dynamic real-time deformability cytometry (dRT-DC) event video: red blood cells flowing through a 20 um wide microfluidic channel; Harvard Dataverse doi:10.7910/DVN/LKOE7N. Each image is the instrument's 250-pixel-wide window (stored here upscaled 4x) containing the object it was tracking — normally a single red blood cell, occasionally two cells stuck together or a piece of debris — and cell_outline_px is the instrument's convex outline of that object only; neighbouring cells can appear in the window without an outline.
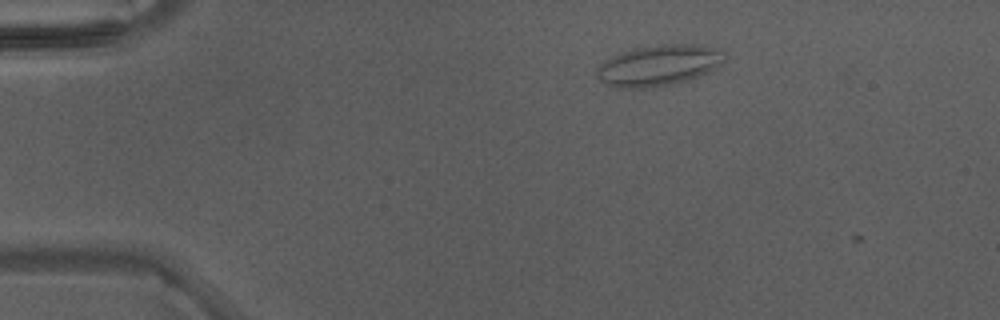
{"species": "Egyptian fruit bat (a non-hibernating species)", "species_latin": "Rousettus aegyptiacus", "temperature_condition": "warm", "stored_images_in_passage": 6, "camera_frame_rate_fps": 3000, "um_per_image_px": 0.085, "animal": {"sex": "male"}, "frame": {"image": 1, "passage_image": 2, "time_ms": 0.333, "image_size_px": [1000, 320], "cell_outline_px": [[724, 52], [720, 64], [708, 72], [684, 80], [668, 84], [640, 88], [616, 88], [604, 84], [596, 76], [596, 68], [604, 60], [620, 52], [636, 48], [664, 44], [696, 44], [720, 48]], "centroid_in_image_um": [55.92, 5.54], "position_along_channel_um": 29.1, "area_um2": 30.11}}